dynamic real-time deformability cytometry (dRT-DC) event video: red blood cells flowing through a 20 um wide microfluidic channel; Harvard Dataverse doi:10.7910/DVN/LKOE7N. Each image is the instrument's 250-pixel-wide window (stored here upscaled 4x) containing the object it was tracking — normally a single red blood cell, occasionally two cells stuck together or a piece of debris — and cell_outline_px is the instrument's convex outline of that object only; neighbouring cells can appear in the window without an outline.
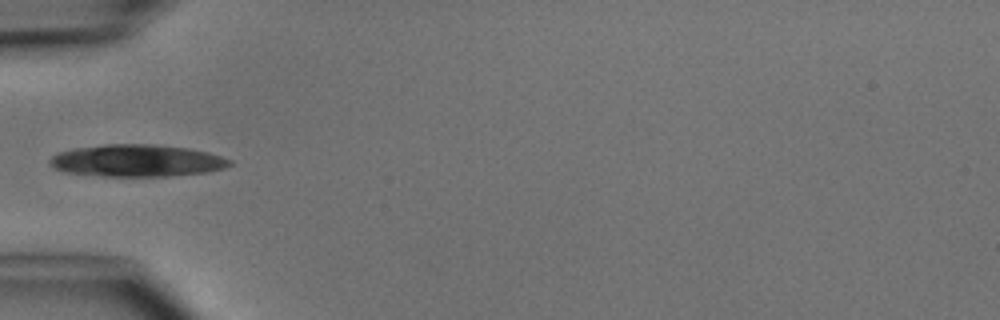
{"species": "common noctule bat (a hibernating species)", "species_latin": "Nyctalus noctula", "temperature_condition": "cold", "stored_images_in_passage": 4, "camera_frame_rate_fps": 3000, "um_per_image_px": 0.085, "animal": {"sex": "male", "body_mass_g": 15.6}, "frame": {"image": 1, "passage_image": 4, "time_ms": 3.333, "image_size_px": [1000, 320], "cell_outline_px": [[232, 164], [224, 168], [208, 172], [168, 176], [104, 176], [64, 172], [52, 168], [48, 164], [48, 160], [52, 156], [60, 152], [72, 148], [104, 144], [152, 144], [188, 148], [208, 152], [232, 160]], "centroid_in_image_um": [11.6, 13.65], "position_along_channel_um": 73.4, "area_um2": 33.87}}